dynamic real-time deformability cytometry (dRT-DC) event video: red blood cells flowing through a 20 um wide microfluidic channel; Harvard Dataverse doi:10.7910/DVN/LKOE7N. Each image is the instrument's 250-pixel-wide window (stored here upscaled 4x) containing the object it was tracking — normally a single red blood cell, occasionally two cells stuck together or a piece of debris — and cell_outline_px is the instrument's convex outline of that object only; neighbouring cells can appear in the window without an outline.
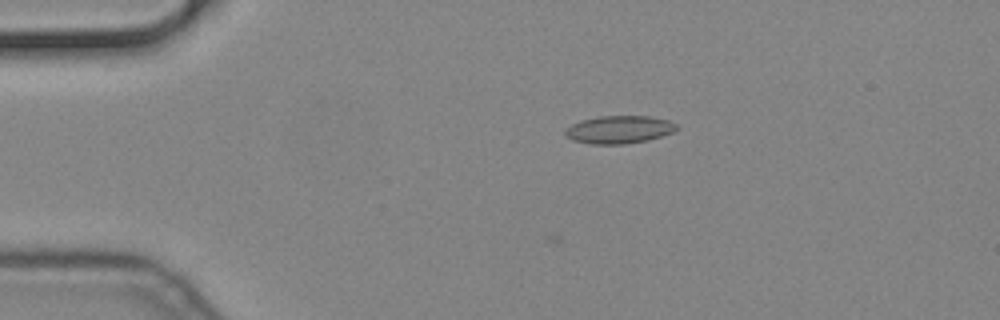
{"species": "common noctule bat (a hibernating species)", "species_latin": "Nyctalus noctula", "temperature_condition": "cold", "stored_images_in_passage": 4, "camera_frame_rate_fps": 3000, "um_per_image_px": 0.085, "animal": {"sex": "male", "body_mass_g": 19.2, "forearm_length_mm": 51.8}, "frame": {"image": 1, "passage_image": 4, "time_ms": 1.0, "image_size_px": [1000, 320], "cell_outline_px": [[676, 128], [672, 132], [648, 140], [624, 144], [592, 144], [572, 140], [564, 132], [564, 128], [580, 120], [600, 116], [648, 116], [668, 120], [676, 124]], "centroid_in_image_um": [52.58, 11.01], "position_along_channel_um": 32.4, "area_um2": 17.92}}